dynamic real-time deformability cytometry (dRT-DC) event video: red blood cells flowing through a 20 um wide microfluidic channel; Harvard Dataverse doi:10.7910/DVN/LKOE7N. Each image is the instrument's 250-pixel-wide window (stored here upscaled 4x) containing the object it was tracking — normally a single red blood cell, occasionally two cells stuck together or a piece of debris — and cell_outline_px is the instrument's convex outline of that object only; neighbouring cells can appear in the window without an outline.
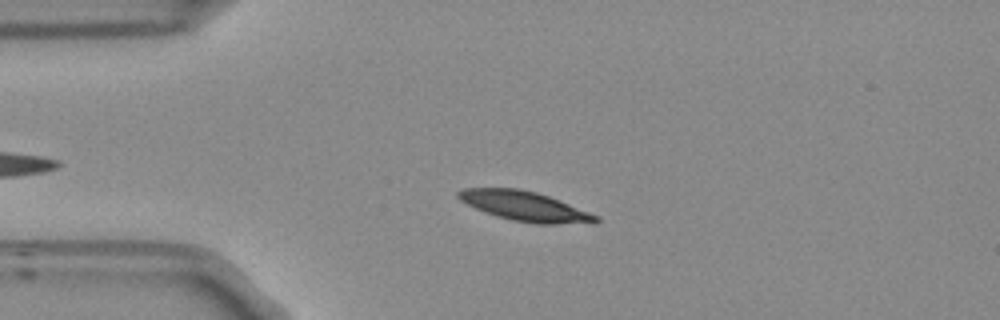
{"species": "Egyptian fruit bat (a non-hibernating species)", "species_latin": "Rousettus aegyptiacus", "temperature_condition": "room temperature", "stored_images_in_passage": 47, "camera_frame_rate_fps": 3000, "um_per_image_px": 0.085, "frame": {"image": 1, "passage_image": 10, "time_ms": 3.0, "image_size_px": [1000, 320], "cell_outline_px": [[600, 220], [596, 224], [536, 224], [512, 220], [496, 216], [484, 212], [460, 200], [456, 196], [456, 192], [464, 188], [516, 188], [536, 192], [548, 196], [600, 216]], "centroid_in_image_um": [44.66, 17.55], "position_along_channel_um": 40.3, "area_um2": 23.93}}
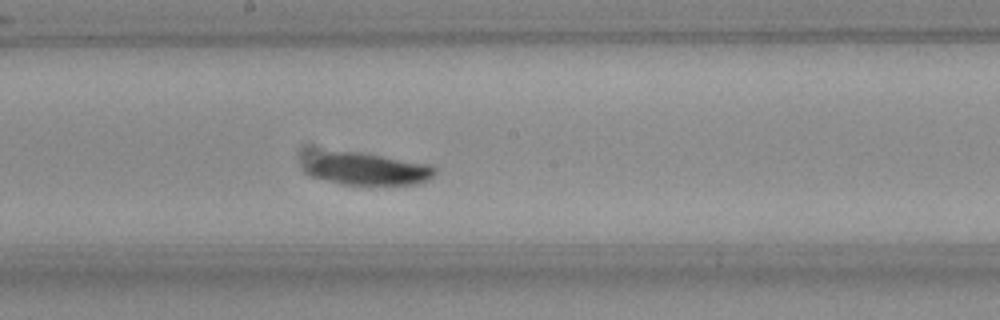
{"frame": {"image": 2, "passage_image": 26, "time_ms": 8.333, "image_size_px": [1000, 320], "cell_outline_px": [[436, 172], [428, 180], [420, 184], [372, 188], [340, 184], [324, 180], [312, 176], [308, 172], [308, 168], [320, 156], [328, 152], [360, 152], [432, 164], [436, 168]], "centroid_in_image_um": [31.44, 14.46], "position_along_channel_um": 216.8, "area_um2": 24.62}}
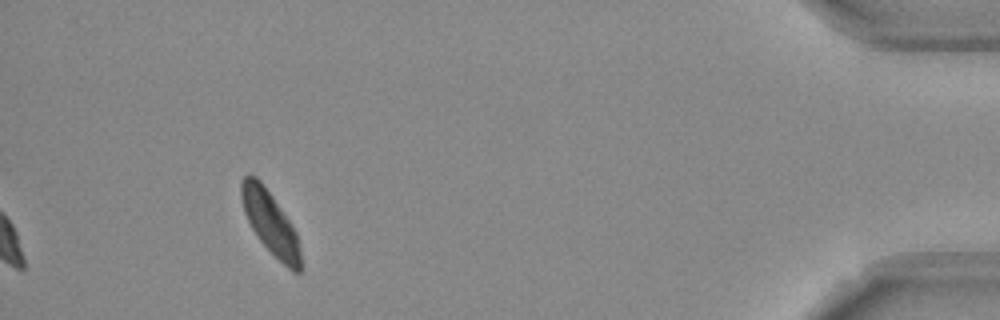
{"frame": {"image": 3, "passage_image": 47, "time_ms": 15.333, "image_size_px": [1000, 320], "cell_outline_px": [[304, 268], [300, 272], [292, 272], [256, 236], [244, 212], [240, 196], [240, 184], [244, 176], [256, 176], [260, 180], [272, 196], [296, 232], [300, 248]], "centroid_in_image_um": [22.99, 18.97], "position_along_channel_um": 412.2, "area_um2": 21.5}, "authors_computed_cell_mechanics": {"area_um2": 23.12, "velocity_mm_per_s": 3.7371, "shape_relaxation_time_tau1_ms": 2.2504, "shape_relaxation_time_tau2_ms": null, "deformation_change_tau1": 0.112, "deformation_change_tau2": null}}